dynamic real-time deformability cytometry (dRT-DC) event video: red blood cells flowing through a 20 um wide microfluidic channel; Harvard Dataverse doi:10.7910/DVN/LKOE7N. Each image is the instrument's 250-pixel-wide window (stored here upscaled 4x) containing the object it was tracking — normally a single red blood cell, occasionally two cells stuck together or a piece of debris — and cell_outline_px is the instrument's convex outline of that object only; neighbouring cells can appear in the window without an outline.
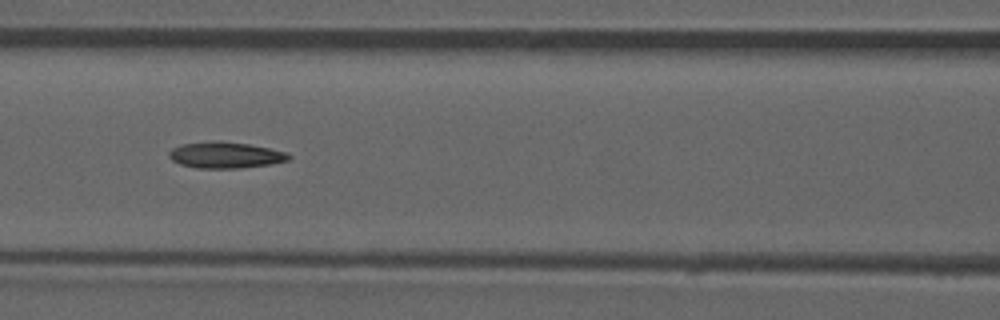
{"species": "common noctule bat (a hibernating species)", "species_latin": "Nyctalus noctula", "temperature_condition": "room temperature", "stored_images_in_passage": 52, "camera_frame_rate_fps": 3000, "um_per_image_px": 0.085, "animal": {"sex": "male", "forearm_length_mm": 52.5}, "frame": {"image": 1, "passage_image": 23, "time_ms": 7.333, "image_size_px": [1000, 320], "cell_outline_px": [[292, 156], [288, 160], [268, 164], [240, 168], [196, 168], [180, 164], [172, 160], [168, 156], [168, 152], [172, 148], [180, 144], [216, 140], [220, 140], [248, 144], [288, 152]], "centroid_in_image_um": [19.12, 13.17], "position_along_channel_um": 147.5, "area_um2": 18.38}, "authors_computed_cell_mechanics": {"area_um2": 18.0047, "velocity_mm_per_s": 3.9224, "shape_relaxation_time_tau1_ms": null, "shape_relaxation_time_tau2_ms": 6.3053, "deformation_change_tau1": null, "deformation_change_tau2": 0.1639}}